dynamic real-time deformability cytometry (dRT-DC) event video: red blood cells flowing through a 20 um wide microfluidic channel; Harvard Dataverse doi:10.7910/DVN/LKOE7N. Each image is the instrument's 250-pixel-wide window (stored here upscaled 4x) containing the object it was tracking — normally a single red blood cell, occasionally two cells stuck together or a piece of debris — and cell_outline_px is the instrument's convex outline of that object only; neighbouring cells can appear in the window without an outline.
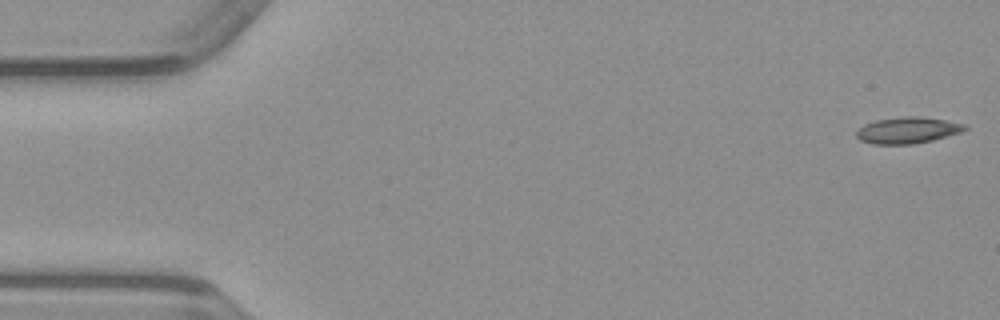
{"species": "common noctule bat (a hibernating species)", "species_latin": "Nyctalus noctula", "temperature_condition": "warm", "stored_images_in_passage": 49, "camera_frame_rate_fps": 3000, "um_per_image_px": 0.085, "animal": {"sex": "male", "body_mass_g": 23.1, "forearm_length_mm": 52.7}, "frame": {"image": 1, "passage_image": 1, "time_ms": 0.0, "image_size_px": [1000, 320], "cell_outline_px": [[968, 128], [960, 132], [932, 140], [912, 144], [872, 144], [860, 140], [856, 136], [856, 132], [864, 124], [876, 120], [904, 116], [920, 116], [968, 124]], "centroid_in_image_um": [77.14, 11.06], "position_along_channel_um": 7.9, "area_um2": 16.59}}
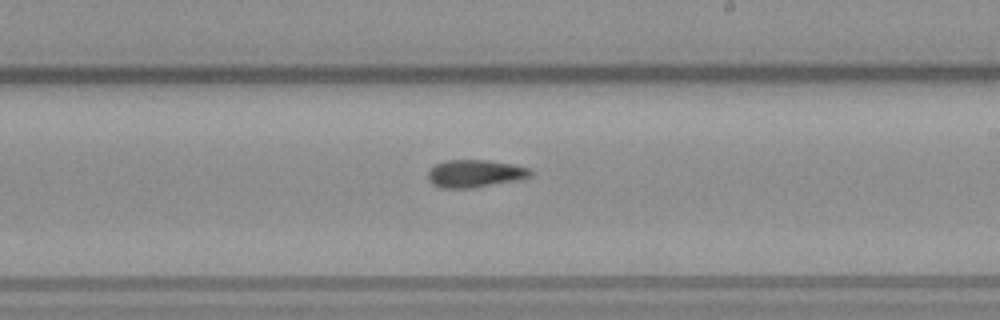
{"frame": {"image": 2, "passage_image": 28, "time_ms": 9.0, "image_size_px": [1000, 320], "cell_outline_px": [[532, 176], [524, 180], [472, 188], [440, 188], [432, 184], [428, 180], [428, 172], [436, 164], [448, 160], [488, 160], [512, 164], [528, 168], [532, 172]], "centroid_in_image_um": [40.41, 14.77], "position_along_channel_um": 248.6, "area_um2": 16.7}}
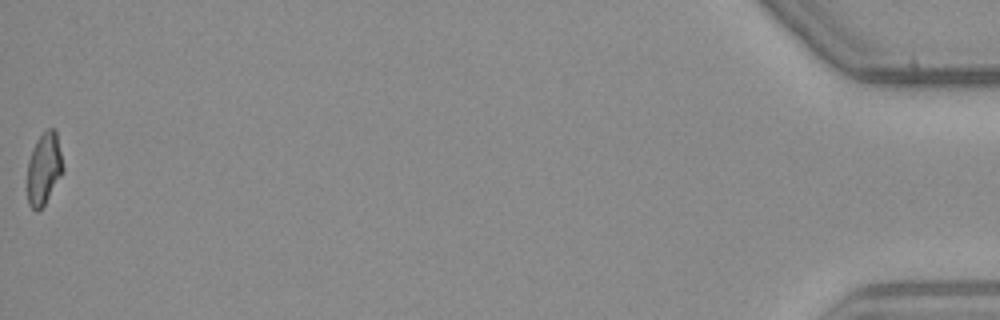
{"frame": {"image": 3, "passage_image": 49, "time_ms": 16.0, "image_size_px": [1000, 320], "cell_outline_px": [[64, 172], [44, 204], [36, 212], [28, 204], [28, 160], [32, 148], [36, 140], [48, 128], [56, 128], [64, 168]], "centroid_in_image_um": [3.75, 14.3], "position_along_channel_um": 431.4, "area_um2": 15.03}}